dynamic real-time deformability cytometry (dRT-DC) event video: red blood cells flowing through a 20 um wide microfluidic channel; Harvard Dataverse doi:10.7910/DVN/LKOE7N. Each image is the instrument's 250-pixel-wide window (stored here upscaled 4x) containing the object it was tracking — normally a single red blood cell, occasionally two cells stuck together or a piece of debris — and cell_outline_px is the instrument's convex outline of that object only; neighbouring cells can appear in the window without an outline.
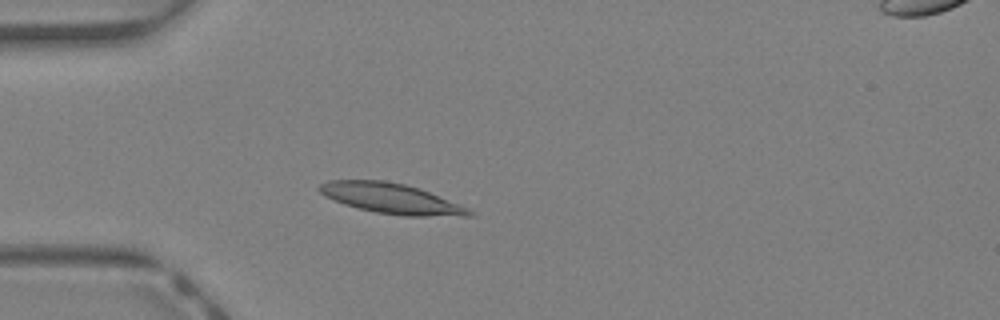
{"species": "Egyptian fruit bat (a non-hibernating species)", "species_latin": "Rousettus aegyptiacus", "temperature_condition": "warm", "stored_images_in_passage": 32, "camera_frame_rate_fps": 3000, "um_per_image_px": 0.085, "animal": {"sex": "female"}, "frame": {"image": 1, "passage_image": 1, "time_ms": 0.0, "image_size_px": [1000, 320], "cell_outline_px": [[476, 212], [472, 216], [404, 216], [376, 212], [344, 204], [324, 196], [316, 188], [320, 184], [328, 180], [384, 180], [404, 184], [420, 188], [468, 208]], "centroid_in_image_um": [33.25, 16.87], "position_along_channel_um": 51.7, "area_um2": 26.36}}
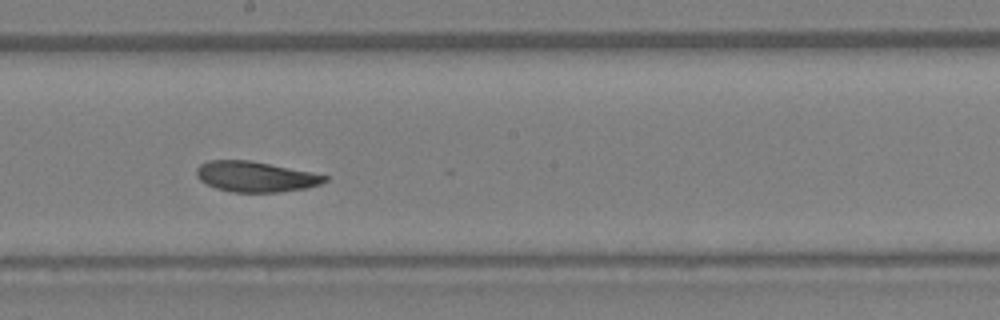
{"frame": {"image": 2, "passage_image": 13, "time_ms": 4.0, "image_size_px": [1000, 320], "cell_outline_px": [[328, 180], [320, 184], [304, 188], [276, 192], [232, 192], [216, 188], [200, 180], [196, 176], [196, 168], [200, 164], [208, 160], [252, 160], [328, 176]], "centroid_in_image_um": [21.67, 15.0], "position_along_channel_um": 226.5, "area_um2": 22.6}}
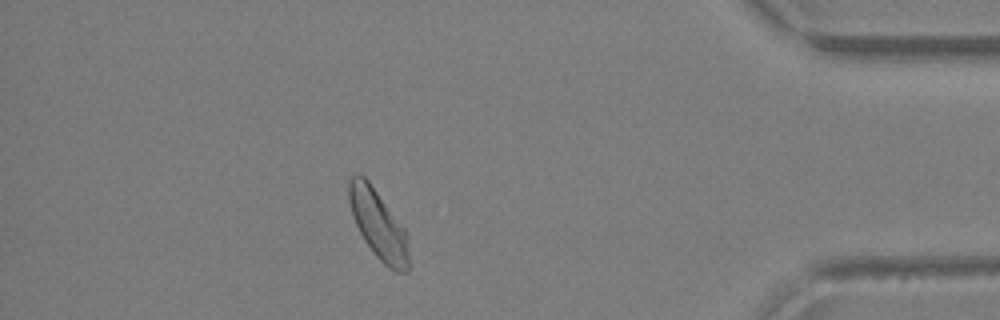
{"frame": {"image": 3, "passage_image": 27, "time_ms": 8.667, "image_size_px": [1000, 320], "cell_outline_px": [[408, 272], [396, 272], [388, 268], [376, 256], [364, 240], [352, 216], [348, 200], [348, 180], [356, 172], [360, 172], [368, 180], [404, 228], [408, 236]], "centroid_in_image_um": [32.13, 19.06], "position_along_channel_um": 403.1, "area_um2": 24.1}, "authors_computed_cell_mechanics": {"area_um2": 23.8136, "velocity_mm_per_s": 4.6873, "shape_relaxation_time_tau1_ms": 11.3065, "shape_relaxation_time_tau2_ms": 8.1607, "deformation_change_tau1": 0.2672, "deformation_change_tau2": 0.1525}}